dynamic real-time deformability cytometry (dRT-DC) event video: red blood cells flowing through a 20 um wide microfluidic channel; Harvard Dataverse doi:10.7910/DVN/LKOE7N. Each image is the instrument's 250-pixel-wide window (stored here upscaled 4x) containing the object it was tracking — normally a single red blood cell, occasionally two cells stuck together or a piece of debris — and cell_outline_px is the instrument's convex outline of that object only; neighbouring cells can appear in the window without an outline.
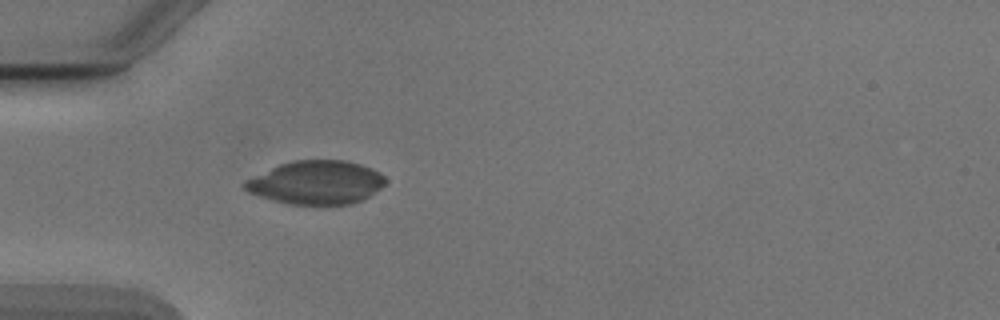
{"species": "Egyptian fruit bat (a non-hibernating species)", "species_latin": "Rousettus aegyptiacus", "temperature_condition": "cold", "stored_images_in_passage": 34, "camera_frame_rate_fps": 3000, "um_per_image_px": 0.085, "animal": {"sex": "male"}, "frame": {"image": 1, "passage_image": 1, "time_ms": 0.0, "image_size_px": [1000, 320], "cell_outline_px": [[388, 180], [380, 188], [368, 196], [352, 204], [292, 204], [260, 196], [248, 192], [240, 184], [244, 180], [280, 164], [292, 160], [344, 160], [360, 164], [372, 168], [380, 172]], "centroid_in_image_um": [26.88, 15.5], "position_along_channel_um": 58.1, "area_um2": 35.49}}
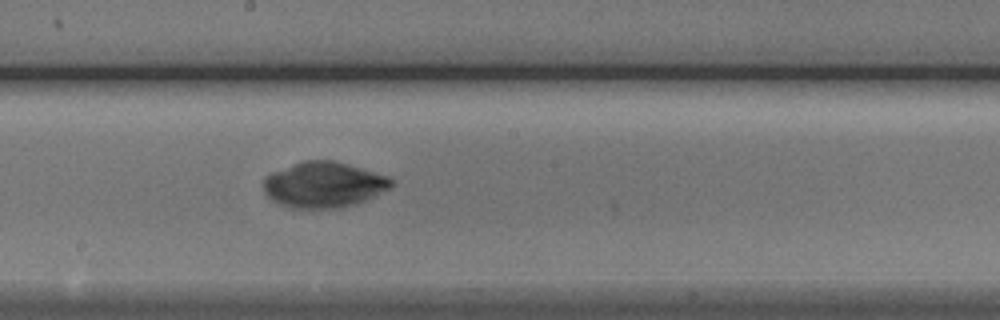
{"frame": {"image": 2, "passage_image": 14, "time_ms": 4.333, "image_size_px": [1000, 320], "cell_outline_px": [[392, 184], [388, 188], [356, 204], [344, 208], [292, 208], [276, 204], [264, 192], [264, 180], [268, 176], [276, 172], [304, 160], [332, 160], [388, 176], [392, 180]], "centroid_in_image_um": [27.5, 15.72], "position_along_channel_um": 220.7, "area_um2": 33.41}}
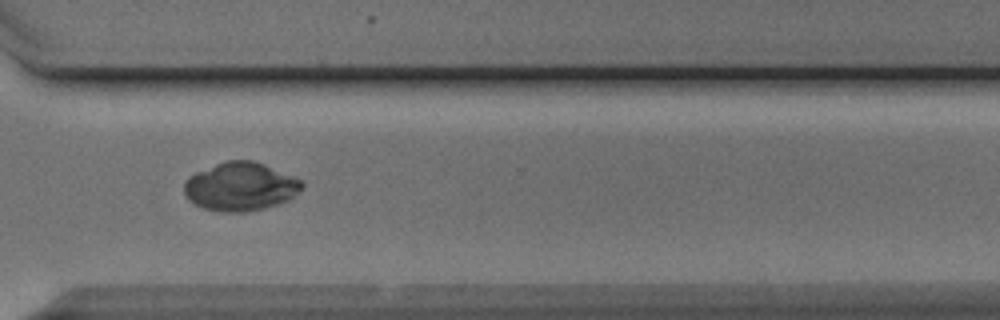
{"frame": {"image": 3, "passage_image": 24, "time_ms": 7.667, "image_size_px": [1000, 320], "cell_outline_px": [[304, 188], [288, 200], [280, 204], [264, 208], [244, 212], [220, 212], [204, 208], [188, 200], [184, 192], [184, 184], [188, 176], [196, 172], [224, 160], [252, 160], [264, 164], [304, 180]], "centroid_in_image_um": [20.46, 15.86], "position_along_channel_um": 350.1, "area_um2": 33.58}}